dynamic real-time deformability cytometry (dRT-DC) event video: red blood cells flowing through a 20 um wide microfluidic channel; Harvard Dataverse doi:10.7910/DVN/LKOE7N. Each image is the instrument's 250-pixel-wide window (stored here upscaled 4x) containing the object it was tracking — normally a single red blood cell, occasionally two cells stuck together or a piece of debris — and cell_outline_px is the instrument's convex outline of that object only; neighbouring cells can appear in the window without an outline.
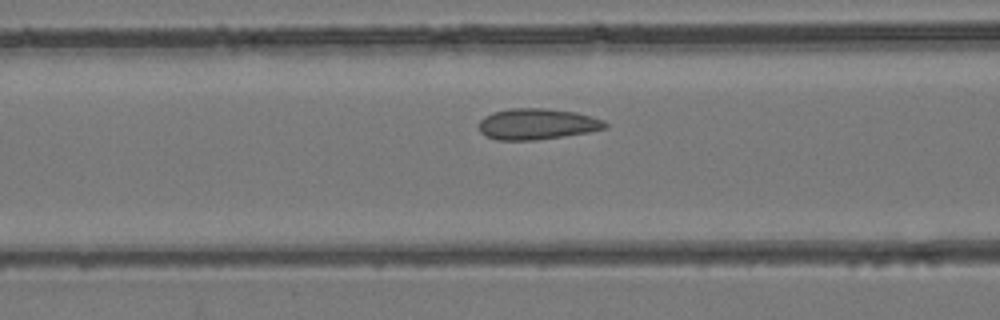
{"species": "common noctule bat (a hibernating species)", "species_latin": "Nyctalus noctula", "temperature_condition": "room temperature", "stored_images_in_passage": 37, "camera_frame_rate_fps": 3000, "um_per_image_px": 0.085, "animal": {"sex": "female", "body_mass_g": 24.6, "forearm_length_mm": 56.2}, "frame": {"image": 1, "passage_image": 11, "time_ms": 3.333, "image_size_px": [1000, 320], "cell_outline_px": [[608, 128], [588, 132], [564, 136], [536, 140], [496, 140], [484, 136], [480, 132], [480, 120], [484, 116], [492, 112], [508, 108], [544, 108], [576, 112], [604, 120], [608, 124]], "centroid_in_image_um": [45.64, 10.54], "position_along_channel_um": 121.0, "area_um2": 23.0}}
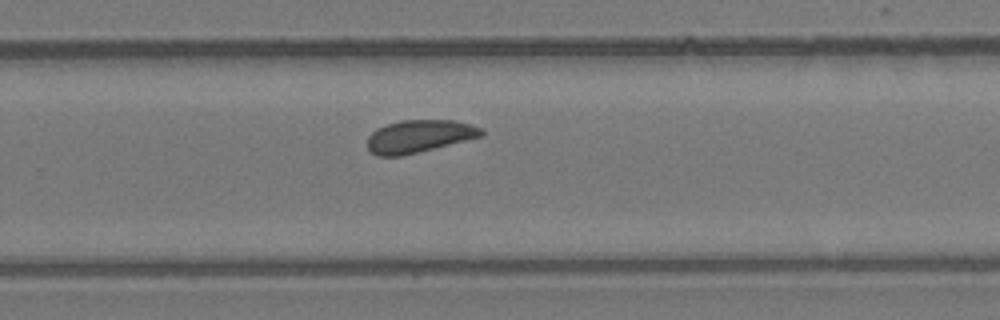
{"frame": {"image": 2, "passage_image": 22, "time_ms": 7.0, "image_size_px": [1000, 320], "cell_outline_px": [[484, 136], [400, 156], [380, 156], [372, 152], [368, 148], [368, 136], [376, 128], [400, 120], [456, 120], [472, 124], [480, 128], [484, 132]], "centroid_in_image_um": [35.65, 11.57], "position_along_channel_um": 294.2, "area_um2": 21.56}}
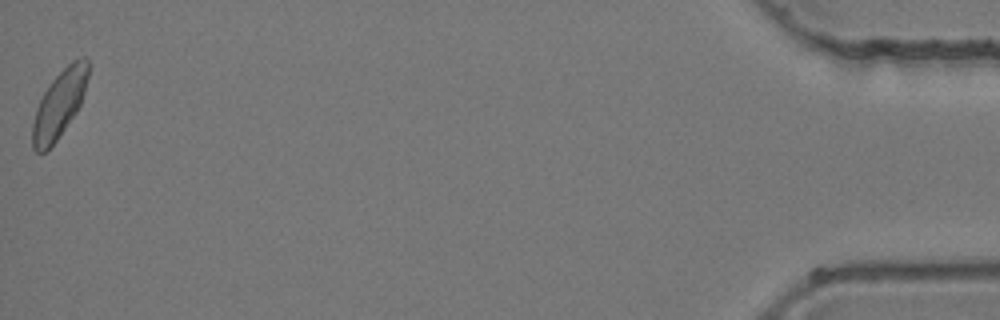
{"frame": {"image": 3, "passage_image": 37, "time_ms": 12.0, "image_size_px": [1000, 320], "cell_outline_px": [[88, 76], [84, 92], [80, 104], [76, 112], [56, 140], [44, 152], [36, 152], [32, 148], [32, 124], [36, 108], [44, 92], [52, 80], [72, 60], [80, 56], [84, 56], [88, 60]], "centroid_in_image_um": [5.03, 8.83], "position_along_channel_um": 430.2, "area_um2": 21.5}}